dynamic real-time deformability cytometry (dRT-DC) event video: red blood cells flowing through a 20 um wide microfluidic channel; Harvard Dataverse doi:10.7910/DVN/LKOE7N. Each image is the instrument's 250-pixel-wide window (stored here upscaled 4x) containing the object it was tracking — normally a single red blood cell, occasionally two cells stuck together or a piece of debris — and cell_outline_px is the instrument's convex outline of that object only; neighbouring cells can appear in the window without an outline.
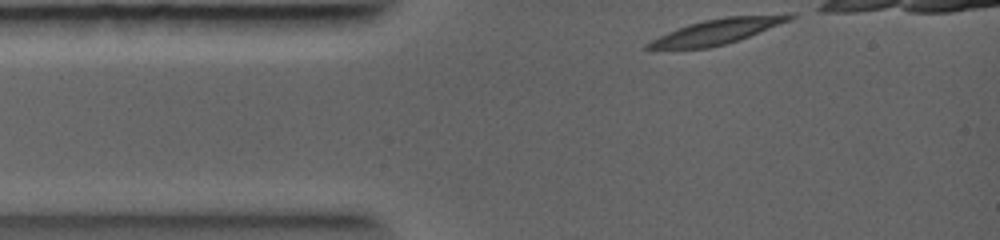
{"species": "common noctule bat (a hibernating species)", "species_latin": "Nyctalus noctula", "temperature_condition": "warm", "stored_images_in_passage": 23, "camera_frame_rate_fps": 5000, "um_per_image_px": 0.085, "animal": {"sex": "female", "body_mass_g": 19.0, "forearm_length_mm": 56.7}, "frame": {"image": 1, "passage_image": 1, "time_ms": 0.0, "image_size_px": [1000, 240], "cell_outline_px": [[796, 16], [792, 20], [740, 40], [708, 48], [644, 48], [644, 44], [668, 32], [688, 24], [704, 20], [724, 16], [788, 12], [796, 12]], "centroid_in_image_um": [61.15, 2.61], "position_along_channel_um": 23.9, "area_um2": 21.21}}
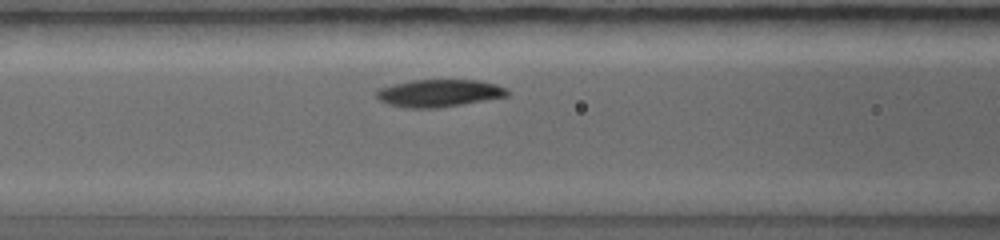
{"frame": {"image": 2, "passage_image": 8, "time_ms": 2.2, "image_size_px": [1000, 240], "cell_outline_px": [[512, 92], [508, 96], [436, 108], [404, 108], [388, 104], [380, 100], [376, 96], [376, 88], [412, 80], [480, 80], [496, 84], [508, 88]], "centroid_in_image_um": [37.33, 7.91], "position_along_channel_um": 129.3, "area_um2": 21.04}}
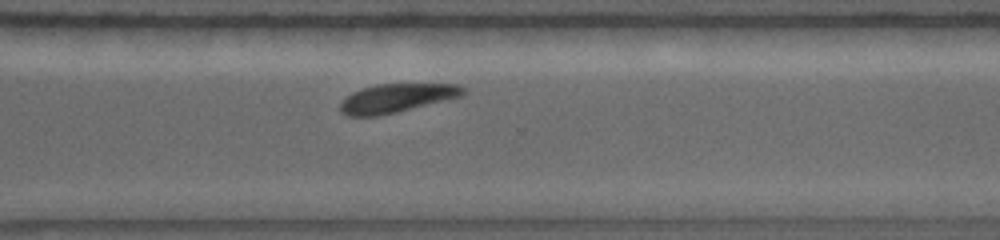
{"frame": {"image": 3, "passage_image": 18, "time_ms": 5.6, "image_size_px": [1000, 240], "cell_outline_px": [[468, 92], [460, 96], [396, 112], [376, 116], [348, 116], [340, 112], [340, 104], [352, 92], [376, 84], [456, 84], [468, 88]], "centroid_in_image_um": [33.73, 8.33], "position_along_channel_um": 336.9, "area_um2": 20.29}}